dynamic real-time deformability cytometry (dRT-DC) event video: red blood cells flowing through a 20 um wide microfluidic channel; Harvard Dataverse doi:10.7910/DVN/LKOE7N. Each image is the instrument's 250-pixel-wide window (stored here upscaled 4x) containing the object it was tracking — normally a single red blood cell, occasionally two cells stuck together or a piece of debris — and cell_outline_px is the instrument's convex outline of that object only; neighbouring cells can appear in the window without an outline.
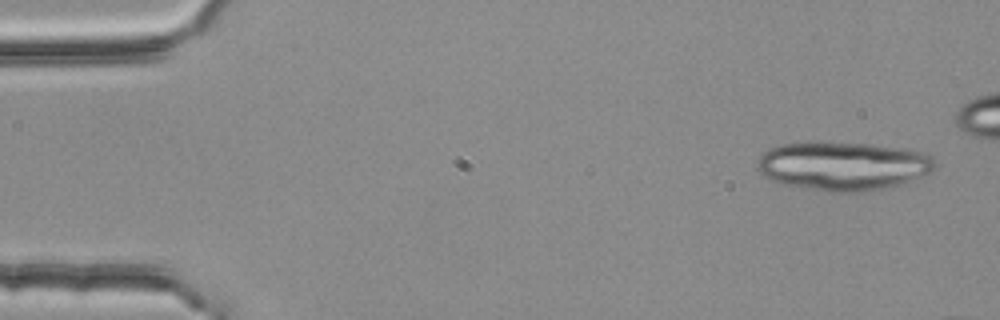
{"species": "common noctule bat (a hibernating species)", "species_latin": "Nyctalus noctula", "temperature_condition": "room temperature", "stored_images_in_passage": 4, "camera_frame_rate_fps": 3000, "um_per_image_px": 0.085, "animal": {"sex": "female", "body_mass_g": 25.1}, "frame": {"image": 1, "passage_image": 1, "time_ms": 0.0, "image_size_px": [1000, 320], "cell_outline_px": [[936, 164], [928, 172], [908, 180], [884, 188], [860, 192], [828, 192], [804, 188], [784, 184], [772, 180], [764, 176], [756, 168], [756, 160], [768, 148], [784, 144], [872, 144], [904, 148], [920, 152], [932, 156]], "centroid_in_image_um": [71.6, 14.12], "position_along_channel_um": 13.4, "area_um2": 49.36}}